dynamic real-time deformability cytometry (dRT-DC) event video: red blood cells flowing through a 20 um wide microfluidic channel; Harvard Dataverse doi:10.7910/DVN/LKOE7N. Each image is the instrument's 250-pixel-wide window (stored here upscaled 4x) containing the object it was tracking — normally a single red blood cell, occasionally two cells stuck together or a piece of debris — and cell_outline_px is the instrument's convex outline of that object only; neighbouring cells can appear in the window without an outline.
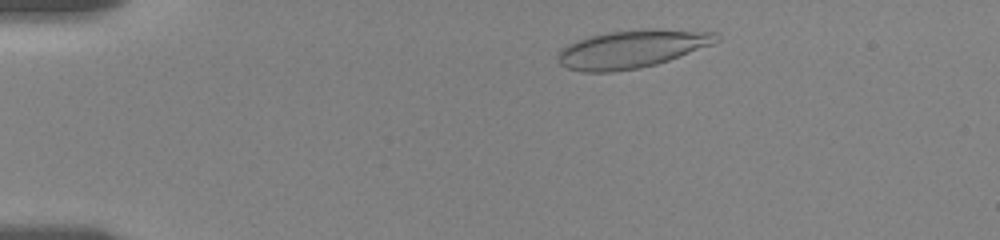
{"species": "human", "species_latin": "Homo sapiens", "temperature_condition": "room temperature", "stored_images_in_passage": 11, "camera_frame_rate_fps": 3000, "um_per_image_px": 0.085, "donor": {"sex": "female"}, "frame": {"image": 1, "passage_image": 2, "time_ms": 1.0, "image_size_px": [1000, 240], "cell_outline_px": [[720, 40], [712, 44], [668, 60], [656, 64], [640, 68], [612, 72], [584, 72], [568, 68], [560, 64], [556, 60], [556, 52], [560, 48], [576, 40], [588, 36], [612, 32], [644, 28], [652, 28], [716, 32], [720, 36]], "centroid_in_image_um": [53.67, 4.16], "position_along_channel_um": 31.3, "area_um2": 35.26}}
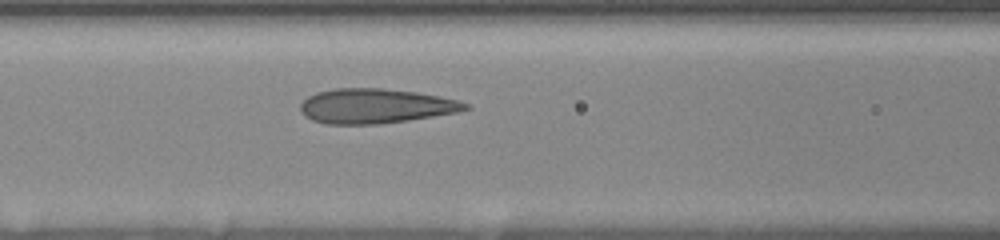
{"frame": {"image": 2, "passage_image": 7, "time_ms": 5.667, "image_size_px": [1000, 240], "cell_outline_px": [[472, 108], [456, 112], [408, 120], [376, 124], [328, 124], [312, 120], [304, 116], [300, 112], [300, 104], [308, 96], [316, 92], [336, 88], [384, 88], [416, 92], [460, 100], [468, 104]], "centroid_in_image_um": [31.89, 9.0], "position_along_channel_um": 134.7, "area_um2": 33.35}}
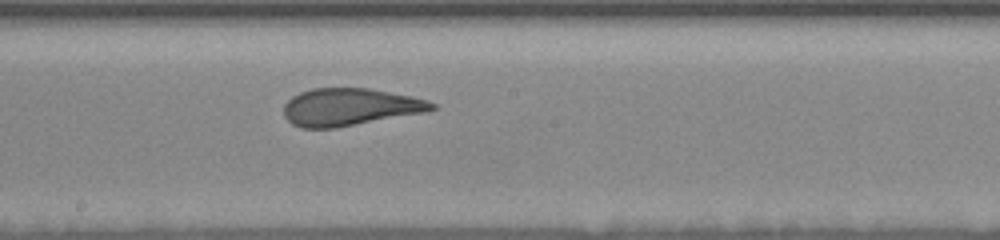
{"frame": {"image": 3, "passage_image": 11, "time_ms": 8.0, "image_size_px": [1000, 240], "cell_outline_px": [[436, 108], [424, 112], [336, 128], [300, 128], [292, 124], [284, 116], [284, 104], [292, 96], [300, 92], [312, 88], [368, 88], [412, 96], [428, 100], [436, 104]], "centroid_in_image_um": [29.71, 9.09], "position_along_channel_um": 218.5, "area_um2": 32.25}}